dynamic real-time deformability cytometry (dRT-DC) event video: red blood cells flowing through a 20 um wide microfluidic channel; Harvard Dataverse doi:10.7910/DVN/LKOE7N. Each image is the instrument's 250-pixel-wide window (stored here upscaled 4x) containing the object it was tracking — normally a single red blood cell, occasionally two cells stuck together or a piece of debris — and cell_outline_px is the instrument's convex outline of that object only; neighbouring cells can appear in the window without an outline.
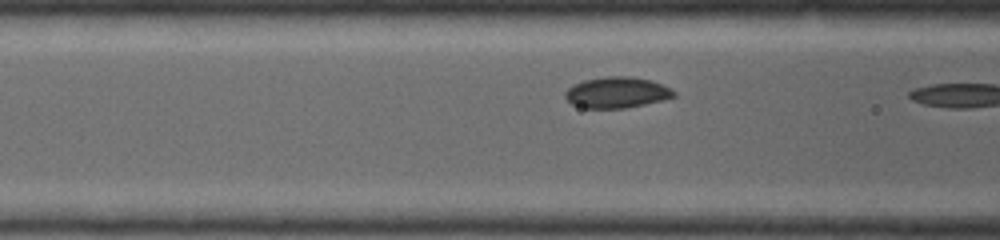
{"species": "common noctule bat (a hibernating species)", "species_latin": "Nyctalus noctula", "temperature_condition": "warm", "stored_images_in_passage": 4, "camera_frame_rate_fps": 5000, "um_per_image_px": 0.085, "animal": {"sex": "female", "body_mass_g": 19.0, "forearm_length_mm": 53.3}, "frame": {"image": 1, "passage_image": 4, "time_ms": 1.4, "image_size_px": [1000, 240], "cell_outline_px": [[676, 96], [664, 100], [624, 108], [580, 108], [572, 104], [564, 96], [564, 92], [568, 88], [584, 80], [608, 76], [632, 76], [648, 80], [660, 84], [676, 92]], "centroid_in_image_um": [52.41, 7.87], "position_along_channel_um": 114.2, "area_um2": 19.48}}